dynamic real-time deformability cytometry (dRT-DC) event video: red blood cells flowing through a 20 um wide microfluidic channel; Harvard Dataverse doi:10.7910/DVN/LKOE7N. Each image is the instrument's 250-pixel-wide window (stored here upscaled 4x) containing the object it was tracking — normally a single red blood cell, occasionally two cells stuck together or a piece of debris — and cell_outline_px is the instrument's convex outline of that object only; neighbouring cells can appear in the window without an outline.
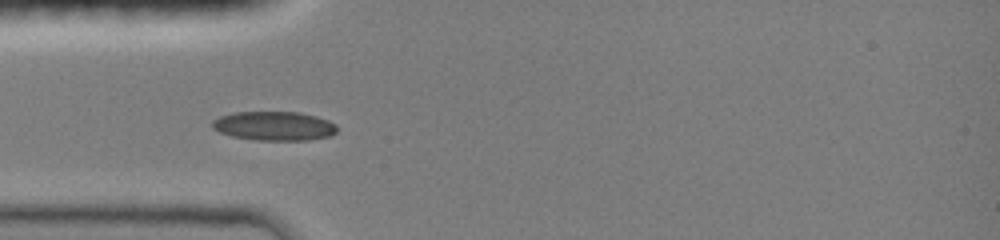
{"species": "common noctule bat (a hibernating species)", "species_latin": "Nyctalus noctula", "temperature_condition": "room temperature", "stored_images_in_passage": 33, "camera_frame_rate_fps": 3000, "um_per_image_px": 0.085, "animal": {"sex": "female", "body_mass_g": 19.0, "forearm_length_mm": 51.5}, "frame": {"image": 1, "passage_image": 1, "time_ms": 0.0, "image_size_px": [1000, 240], "cell_outline_px": [[336, 132], [328, 136], [308, 140], [256, 140], [232, 136], [220, 132], [212, 128], [212, 120], [220, 116], [232, 112], [300, 112], [316, 116], [328, 120], [336, 124]], "centroid_in_image_um": [23.28, 10.7], "position_along_channel_um": 61.7, "area_um2": 21.15}}
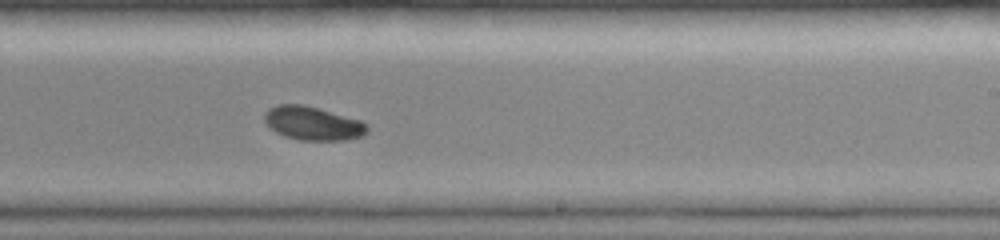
{"frame": {"image": 2, "passage_image": 16, "time_ms": 5.0, "image_size_px": [1000, 240], "cell_outline_px": [[368, 132], [364, 136], [344, 140], [300, 140], [284, 136], [276, 132], [264, 120], [264, 116], [268, 108], [276, 104], [304, 104], [360, 120], [368, 124]], "centroid_in_image_um": [26.61, 10.48], "position_along_channel_um": 262.4, "area_um2": 20.17}}
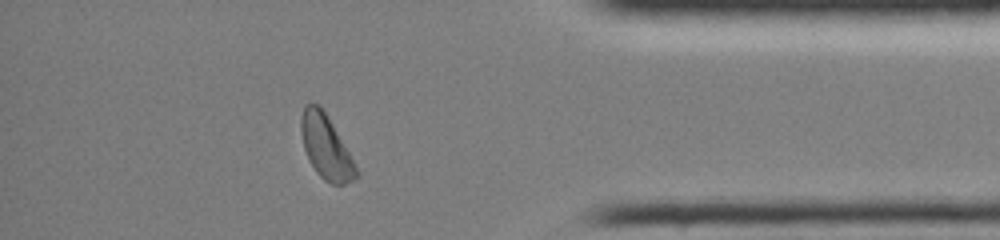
{"frame": {"image": 3, "passage_image": 28, "time_ms": 9.0, "image_size_px": [1000, 240], "cell_outline_px": [[360, 176], [344, 184], [332, 184], [324, 180], [316, 172], [308, 160], [304, 148], [300, 128], [300, 120], [304, 104], [320, 104], [332, 124], [360, 172]], "centroid_in_image_um": [27.69, 12.51], "position_along_channel_um": 407.5, "area_um2": 20.4}, "authors_computed_cell_mechanics": {"area_um2": 20.4034, "velocity_mm_per_s": 4.0331, "shape_relaxation_time_tau1_ms": 2.6329, "shape_relaxation_time_tau2_ms": null, "deformation_change_tau1": 0.0996, "deformation_change_tau2": null}}